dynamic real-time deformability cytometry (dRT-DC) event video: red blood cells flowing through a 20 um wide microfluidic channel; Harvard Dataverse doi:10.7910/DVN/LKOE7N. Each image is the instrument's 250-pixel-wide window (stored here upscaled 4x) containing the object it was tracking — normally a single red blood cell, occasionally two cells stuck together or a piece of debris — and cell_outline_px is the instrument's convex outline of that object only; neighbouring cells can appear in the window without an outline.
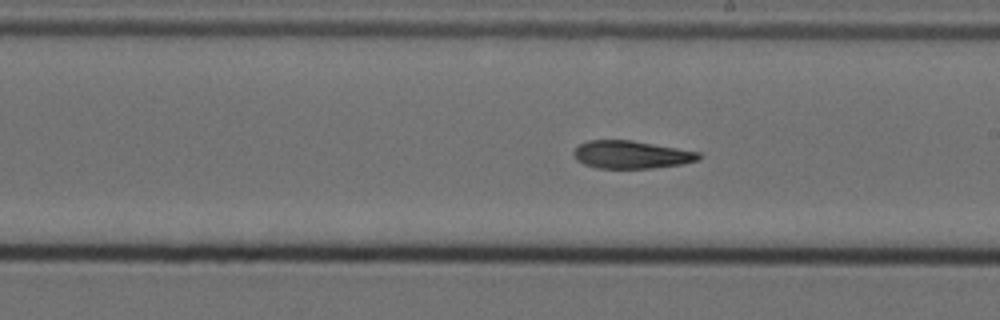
{"species": "Egyptian fruit bat (a non-hibernating species)", "species_latin": "Rousettus aegyptiacus", "temperature_condition": "cold", "stored_images_in_passage": 38, "camera_frame_rate_fps": 3000, "um_per_image_px": 0.085, "animal": {"sex": "female"}, "frame": {"image": 1, "passage_image": 17, "time_ms": 5.333, "image_size_px": [1000, 320], "cell_outline_px": [[700, 156], [696, 160], [684, 164], [652, 168], [596, 168], [584, 164], [576, 160], [572, 156], [572, 152], [580, 144], [588, 140], [632, 140], [700, 152]], "centroid_in_image_um": [53.62, 13.14], "position_along_channel_um": 235.4, "area_um2": 20.29}}
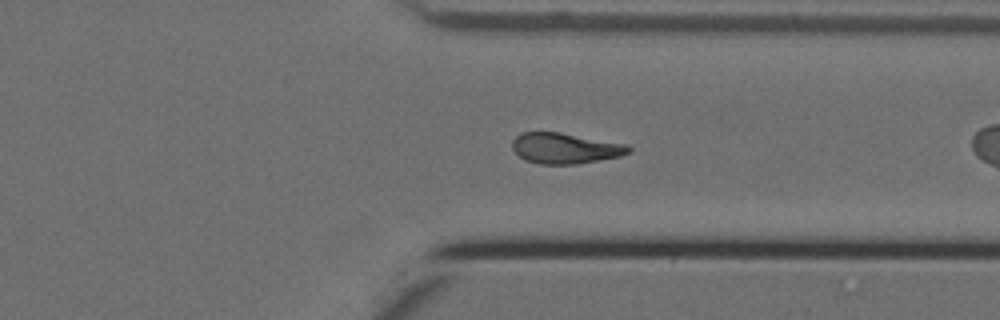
{"frame": {"image": 2, "passage_image": 28, "time_ms": 9.0, "image_size_px": [1000, 320], "cell_outline_px": [[632, 152], [620, 156], [576, 164], [540, 164], [524, 160], [512, 148], [512, 140], [520, 132], [560, 132], [628, 144], [632, 148]], "centroid_in_image_um": [48.05, 12.59], "position_along_channel_um": 363.4, "area_um2": 20.92}, "authors_computed_cell_mechanics": {"area_um2": 20.4323, "velocity_mm_per_s": 3.4979, "shape_relaxation_time_tau1_ms": null, "shape_relaxation_time_tau2_ms": 8.2351, "deformation_change_tau1": null, "deformation_change_tau2": 0.1557}}